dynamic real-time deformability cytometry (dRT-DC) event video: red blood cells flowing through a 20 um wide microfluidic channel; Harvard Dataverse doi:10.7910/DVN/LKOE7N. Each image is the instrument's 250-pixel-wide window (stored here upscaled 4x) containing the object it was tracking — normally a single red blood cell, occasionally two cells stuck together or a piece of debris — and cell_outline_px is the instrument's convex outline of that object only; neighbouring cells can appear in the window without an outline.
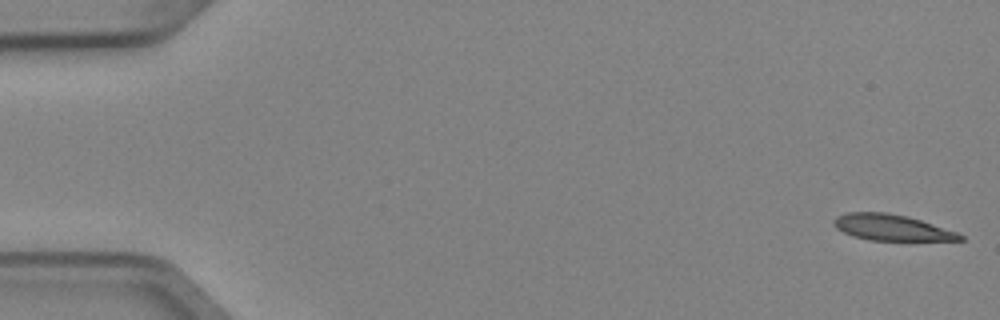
{"species": "Egyptian fruit bat (a non-hibernating species)", "species_latin": "Rousettus aegyptiacus", "temperature_condition": "cold", "stored_images_in_passage": 5, "camera_frame_rate_fps": 3000, "um_per_image_px": 0.085, "animal": {"sex": "female"}, "frame": {"image": 1, "passage_image": 1, "time_ms": 0.0, "image_size_px": [1000, 320], "cell_outline_px": [[964, 240], [868, 240], [852, 236], [836, 228], [832, 224], [832, 220], [836, 216], [848, 212], [884, 212], [908, 216], [956, 232], [964, 236]], "centroid_in_image_um": [75.72, 19.33], "position_along_channel_um": 9.3, "area_um2": 19.02}}
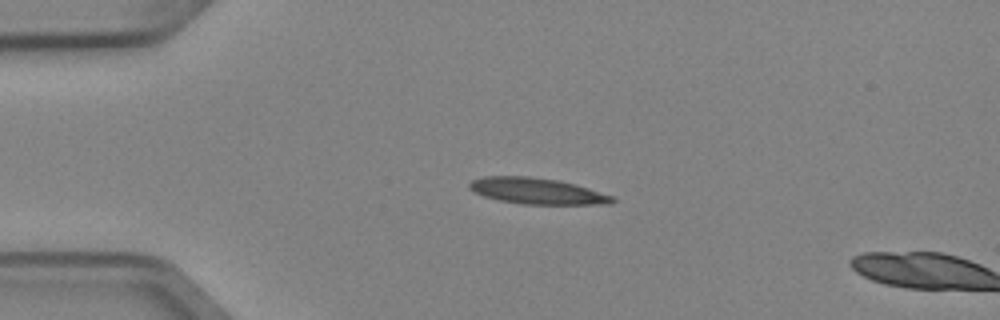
{"frame": {"image": 2, "passage_image": 4, "time_ms": 1.0, "image_size_px": [1000, 320], "cell_outline_px": [[616, 200], [612, 204], [524, 204], [500, 200], [484, 196], [468, 188], [468, 184], [472, 180], [484, 176], [528, 176], [560, 180], [576, 184], [612, 196]], "centroid_in_image_um": [45.65, 16.23], "position_along_channel_um": 39.3, "area_um2": 21.68}}